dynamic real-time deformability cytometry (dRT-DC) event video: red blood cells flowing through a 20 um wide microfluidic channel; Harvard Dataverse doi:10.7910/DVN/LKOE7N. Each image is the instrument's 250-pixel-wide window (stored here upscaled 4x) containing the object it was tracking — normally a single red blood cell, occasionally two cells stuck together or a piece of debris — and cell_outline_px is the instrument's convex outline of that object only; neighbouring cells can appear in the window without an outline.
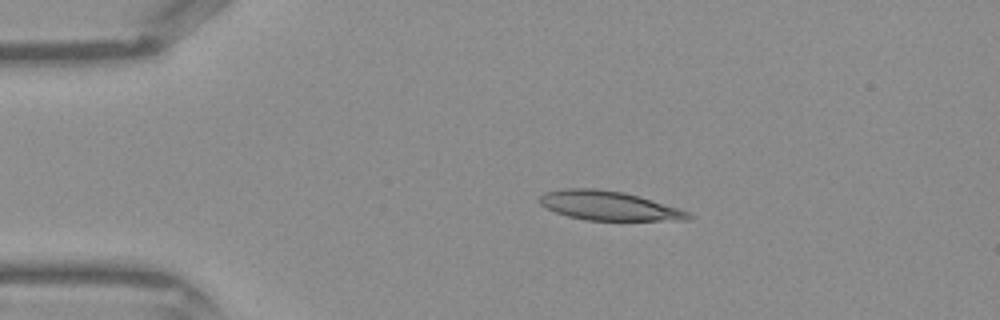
{"species": "Egyptian fruit bat (a non-hibernating species)", "species_latin": "Rousettus aegyptiacus", "temperature_condition": "warm", "stored_images_in_passage": 41, "camera_frame_rate_fps": 3000, "um_per_image_px": 0.085, "frame": {"image": 1, "passage_image": 7, "time_ms": 2.0, "image_size_px": [1000, 320], "cell_outline_px": [[692, 216], [688, 220], [584, 220], [568, 216], [556, 212], [540, 204], [540, 196], [544, 192], [564, 188], [596, 188], [624, 192], [640, 196], [688, 212]], "centroid_in_image_um": [51.7, 17.47], "position_along_channel_um": 33.3, "area_um2": 25.09}}
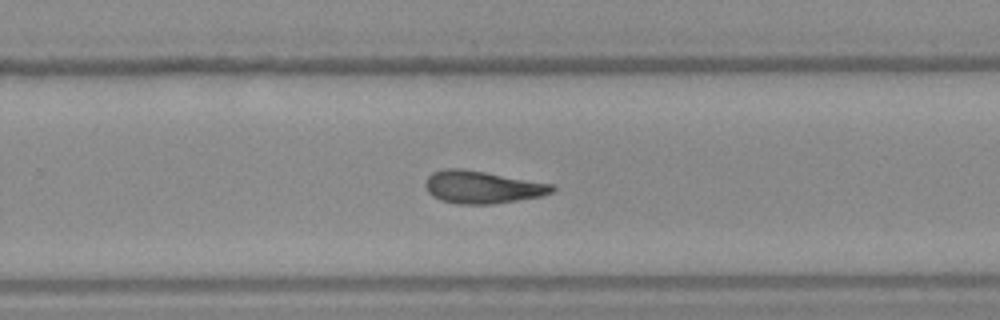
{"frame": {"image": 2, "passage_image": 26, "time_ms": 8.333, "image_size_px": [1000, 320], "cell_outline_px": [[556, 188], [552, 192], [540, 196], [492, 204], [456, 204], [440, 200], [432, 196], [428, 192], [424, 184], [428, 176], [432, 172], [444, 168], [464, 168], [556, 184]], "centroid_in_image_um": [40.98, 15.89], "position_along_channel_um": 288.8, "area_um2": 24.33}}
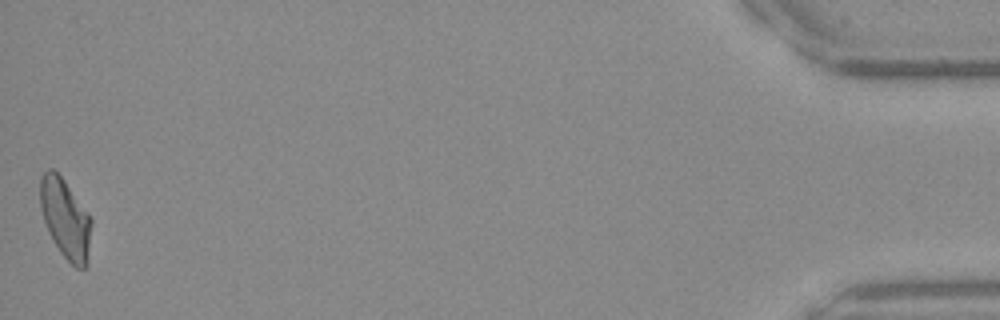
{"frame": {"image": 3, "passage_image": 41, "time_ms": 13.333, "image_size_px": [1000, 320], "cell_outline_px": [[92, 224], [88, 264], [84, 268], [76, 268], [60, 252], [48, 232], [44, 220], [40, 204], [40, 176], [48, 168], [52, 168], [64, 180], [92, 220]], "centroid_in_image_um": [5.56, 18.6], "position_along_channel_um": 429.6, "area_um2": 23.58}}